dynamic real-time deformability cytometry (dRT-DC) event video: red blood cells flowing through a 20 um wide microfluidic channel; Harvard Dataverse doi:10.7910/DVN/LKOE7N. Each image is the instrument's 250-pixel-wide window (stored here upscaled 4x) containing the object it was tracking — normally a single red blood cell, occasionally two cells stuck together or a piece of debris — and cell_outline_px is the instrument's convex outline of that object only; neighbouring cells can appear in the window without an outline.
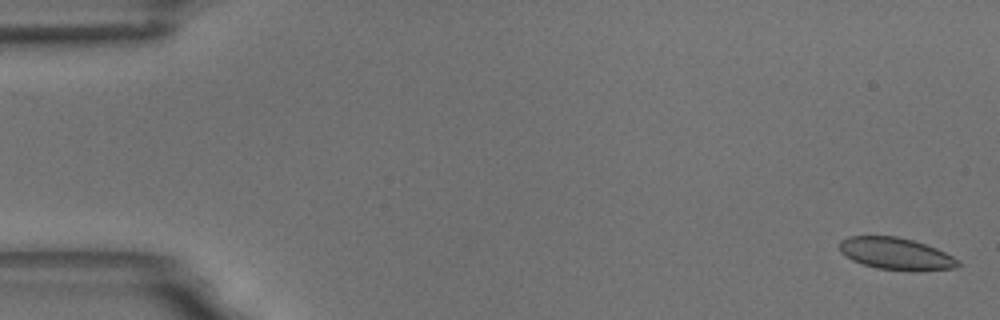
{"species": "common noctule bat (a hibernating species)", "species_latin": "Nyctalus noctula", "temperature_condition": "room temperature", "stored_images_in_passage": 60, "camera_frame_rate_fps": 3000, "um_per_image_px": 0.085, "animal": {"sex": "male", "body_mass_g": 18.8}, "frame": {"image": 1, "passage_image": 2, "time_ms": 0.333, "image_size_px": [1000, 320], "cell_outline_px": [[960, 264], [956, 268], [920, 272], [876, 268], [852, 260], [840, 252], [840, 240], [848, 236], [896, 236], [912, 240], [936, 248], [960, 260]], "centroid_in_image_um": [76.18, 21.58], "position_along_channel_um": 8.8, "area_um2": 22.25}}
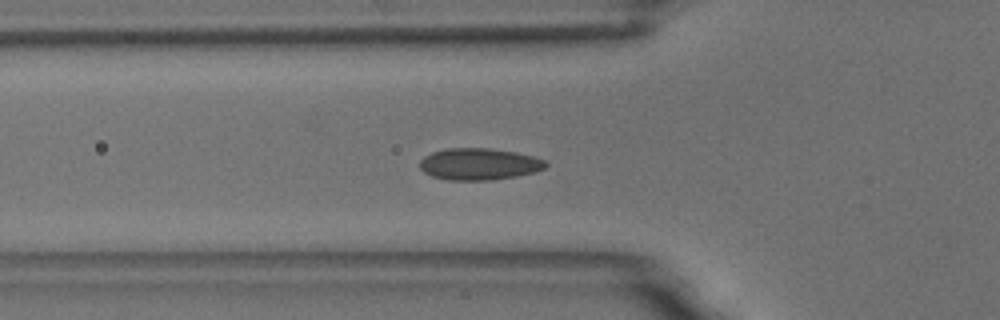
{"frame": {"image": 2, "passage_image": 21, "time_ms": 6.667, "image_size_px": [1000, 320], "cell_outline_px": [[548, 164], [544, 168], [536, 172], [516, 176], [492, 180], [448, 180], [432, 176], [424, 172], [420, 168], [420, 160], [424, 156], [432, 152], [448, 148], [488, 148], [516, 152], [532, 156], [544, 160]], "centroid_in_image_um": [40.71, 13.95], "position_along_channel_um": 85.1, "area_um2": 23.29}}
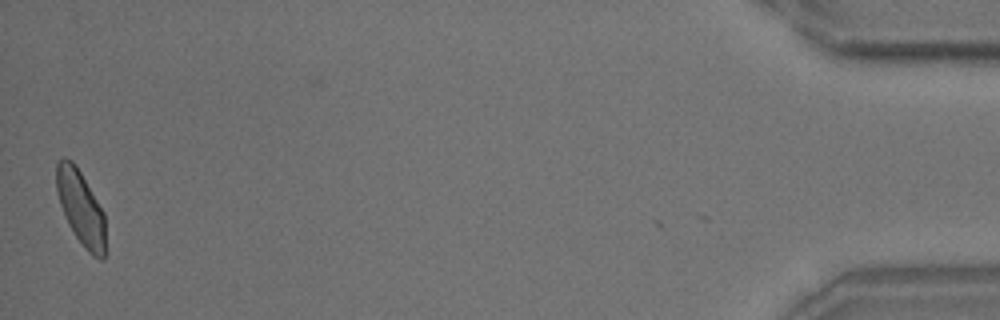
{"frame": {"image": 3, "passage_image": 59, "time_ms": 19.333, "image_size_px": [1000, 320], "cell_outline_px": [[104, 260], [100, 260], [92, 256], [84, 248], [68, 224], [60, 204], [56, 188], [56, 164], [64, 156], [72, 160], [76, 164], [104, 212]], "centroid_in_image_um": [6.85, 17.64], "position_along_channel_um": 428.3, "area_um2": 21.21}, "authors_computed_cell_mechanics": {"area_um2": 22.3397, "velocity_mm_per_s": 3.4332, "shape_relaxation_time_tau1_ms": 5.6638, "shape_relaxation_time_tau2_ms": 1.0591, "deformation_change_tau1": 0.0859, "deformation_change_tau2": 0.063}}